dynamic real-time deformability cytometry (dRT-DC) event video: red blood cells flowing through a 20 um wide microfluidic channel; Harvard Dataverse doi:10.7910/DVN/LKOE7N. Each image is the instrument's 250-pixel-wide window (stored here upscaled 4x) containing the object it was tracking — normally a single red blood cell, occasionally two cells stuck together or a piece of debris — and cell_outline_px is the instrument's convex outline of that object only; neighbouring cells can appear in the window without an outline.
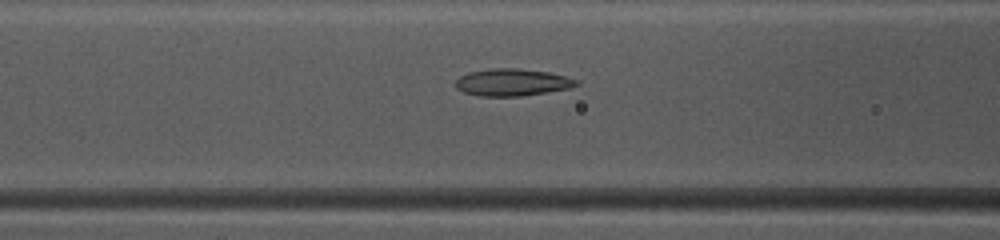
{"species": "common noctule bat (a hibernating species)", "species_latin": "Nyctalus noctula", "temperature_condition": "warm", "stored_images_in_passage": 48, "camera_frame_rate_fps": 3000, "um_per_image_px": 0.085, "animal": {"sex": "female", "body_mass_g": 10.0, "forearm_length_mm": 53.1}, "frame": {"image": 1, "passage_image": 20, "time_ms": 6.333, "image_size_px": [1000, 240], "cell_outline_px": [[580, 84], [568, 88], [548, 92], [520, 96], [480, 96], [464, 92], [456, 88], [456, 80], [460, 76], [468, 72], [492, 68], [520, 68], [548, 72], [564, 76], [576, 80]], "centroid_in_image_um": [43.51, 6.99], "position_along_channel_um": 123.1, "area_um2": 19.02}}
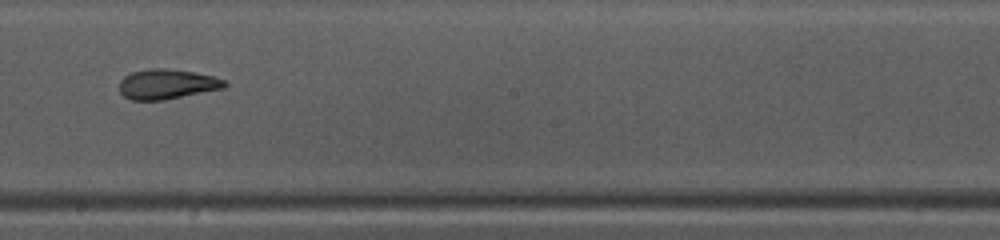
{"frame": {"image": 2, "passage_image": 28, "time_ms": 9.0, "image_size_px": [1000, 240], "cell_outline_px": [[228, 84], [224, 88], [164, 100], [132, 100], [124, 96], [120, 92], [120, 80], [124, 76], [132, 72], [152, 68], [168, 68], [192, 72], [212, 76], [224, 80]], "centroid_in_image_um": [14.18, 7.15], "position_along_channel_um": 234.0, "area_um2": 18.26}}
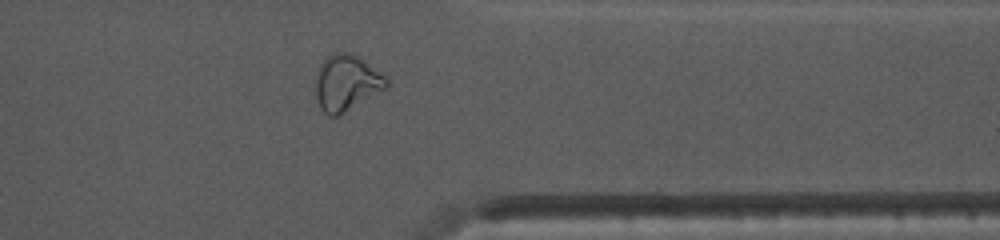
{"frame": {"image": 3, "passage_image": 39, "time_ms": 12.667, "image_size_px": [1000, 240], "cell_outline_px": [[388, 88], [336, 116], [328, 116], [320, 108], [316, 96], [316, 72], [320, 64], [332, 52], [348, 52], [360, 56], [388, 76]], "centroid_in_image_um": [29.49, 7.0], "position_along_channel_um": 381.9, "area_um2": 23.41}, "authors_computed_cell_mechanics": {"area_um2": 20.1722, "velocity_mm_per_s": 4.1528, "shape_relaxation_time_tau1_ms": 5.9785, "shape_relaxation_time_tau2_ms": 1.7561, "deformation_change_tau1": 0.2047, "deformation_change_tau2": 0.0757}}